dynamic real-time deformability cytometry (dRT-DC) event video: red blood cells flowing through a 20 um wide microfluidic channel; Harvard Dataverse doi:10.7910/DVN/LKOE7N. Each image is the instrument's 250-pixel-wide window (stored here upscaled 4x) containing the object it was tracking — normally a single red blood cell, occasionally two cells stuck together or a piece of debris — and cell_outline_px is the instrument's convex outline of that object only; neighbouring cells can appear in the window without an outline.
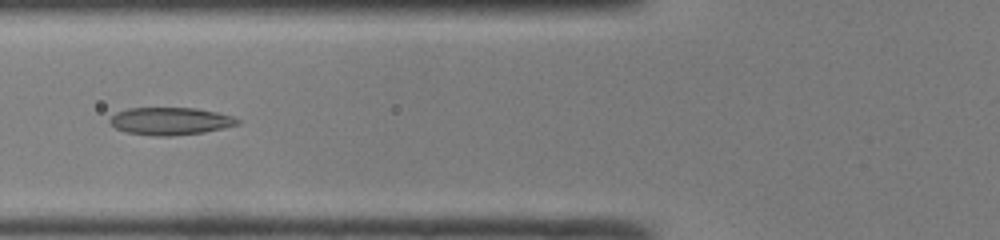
{"species": "common noctule bat (a hibernating species)", "species_latin": "Nyctalus noctula", "temperature_condition": "room temperature", "stored_images_in_passage": 43, "camera_frame_rate_fps": 3000, "um_per_image_px": 0.085, "animal": {"sex": "male", "body_mass_g": 19.0, "forearm_length_mm": 50.8}, "frame": {"image": 1, "passage_image": 14, "time_ms": 4.333, "image_size_px": [1000, 240], "cell_outline_px": [[240, 124], [224, 128], [204, 132], [172, 136], [152, 136], [124, 132], [116, 128], [108, 120], [116, 112], [128, 108], [196, 108], [216, 112], [232, 116], [240, 120]], "centroid_in_image_um": [14.47, 10.3], "position_along_channel_um": 111.3, "area_um2": 20.58}}
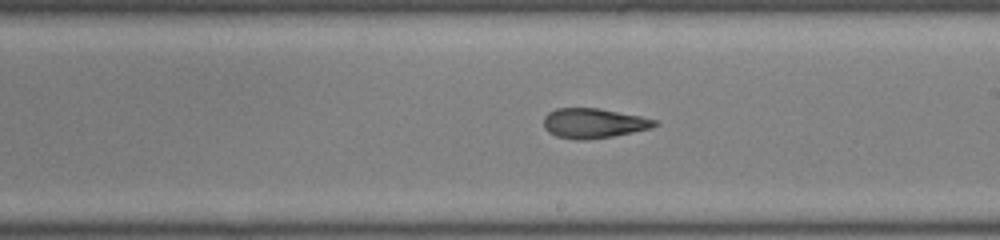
{"frame": {"image": 2, "passage_image": 23, "time_ms": 7.333, "image_size_px": [1000, 240], "cell_outline_px": [[660, 124], [652, 128], [612, 136], [584, 140], [576, 140], [556, 136], [548, 132], [544, 128], [544, 116], [548, 112], [556, 108], [600, 108], [640, 116], [656, 120]], "centroid_in_image_um": [50.44, 10.47], "position_along_channel_um": 238.6, "area_um2": 19.36}}
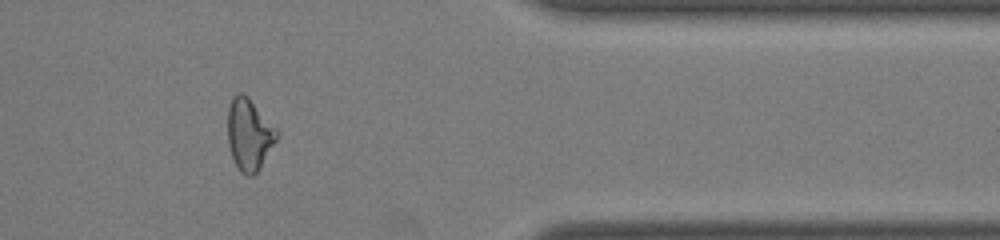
{"frame": {"image": 3, "passage_image": 35, "time_ms": 11.333, "image_size_px": [1000, 240], "cell_outline_px": [[280, 132], [276, 140], [260, 168], [252, 176], [248, 176], [240, 172], [232, 156], [228, 144], [228, 108], [232, 96], [236, 92], [240, 92], [248, 96]], "centroid_in_image_um": [21.18, 11.4], "position_along_channel_um": 390.2, "area_um2": 20.52}, "authors_computed_cell_mechanics": {"area_um2": 20.2878, "velocity_mm_per_s": 4.2516, "shape_relaxation_time_tau1_ms": 8.0894, "shape_relaxation_time_tau2_ms": 1.9868, "deformation_change_tau1": 0.2299, "deformation_change_tau2": 0.115}}